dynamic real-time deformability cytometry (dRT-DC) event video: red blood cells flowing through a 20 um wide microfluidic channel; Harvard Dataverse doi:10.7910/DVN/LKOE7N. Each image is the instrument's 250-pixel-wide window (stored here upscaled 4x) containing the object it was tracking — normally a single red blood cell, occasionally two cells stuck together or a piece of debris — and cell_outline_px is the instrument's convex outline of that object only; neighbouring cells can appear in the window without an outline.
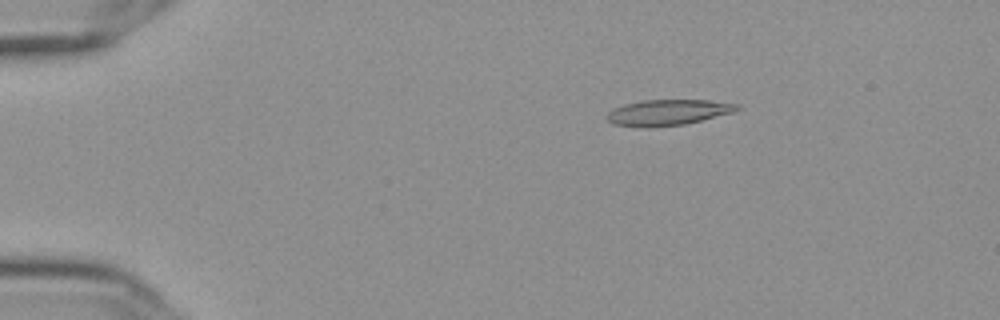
{"species": "Egyptian fruit bat (a non-hibernating species)", "species_latin": "Rousettus aegyptiacus", "temperature_condition": "cold", "stored_images_in_passage": 56, "camera_frame_rate_fps": 3000, "um_per_image_px": 0.085, "frame": {"image": 1, "passage_image": 10, "time_ms": 3.0, "image_size_px": [1000, 320], "cell_outline_px": [[740, 108], [732, 112], [684, 124], [640, 128], [612, 124], [604, 116], [608, 112], [624, 104], [644, 100], [708, 100], [736, 104]], "centroid_in_image_um": [56.69, 9.56], "position_along_channel_um": 28.3, "area_um2": 19.31}}
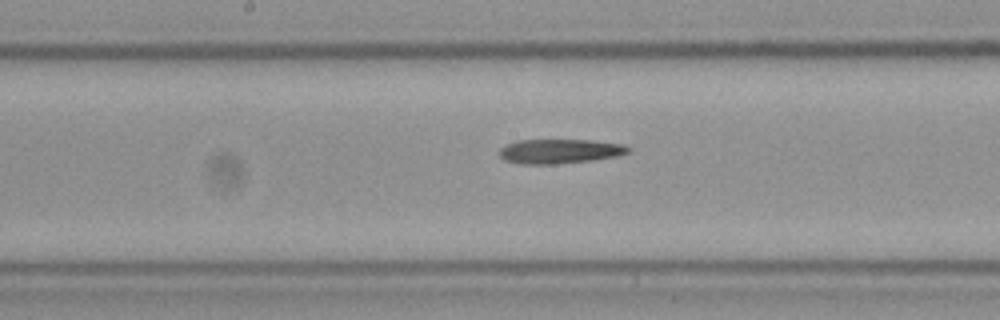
{"frame": {"image": 2, "passage_image": 30, "time_ms": 9.667, "image_size_px": [1000, 320], "cell_outline_px": [[632, 148], [628, 152], [616, 156], [592, 160], [556, 164], [516, 164], [504, 160], [500, 156], [500, 148], [516, 140], [588, 140], [620, 144]], "centroid_in_image_um": [47.53, 12.86], "position_along_channel_um": 200.7, "area_um2": 18.26}}
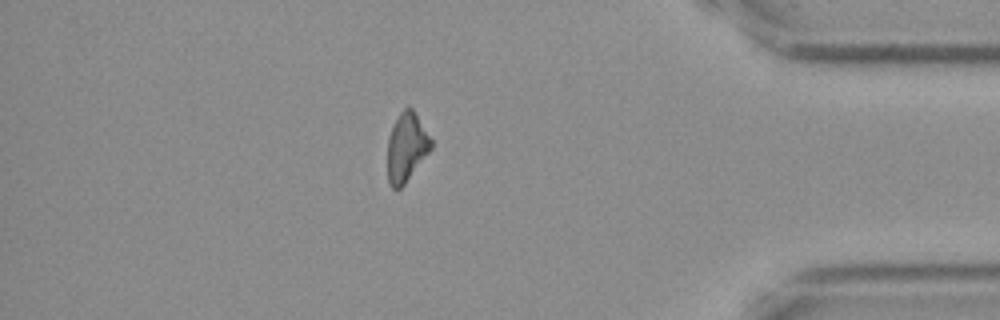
{"frame": {"image": 3, "passage_image": 49, "time_ms": 16.0, "image_size_px": [1000, 320], "cell_outline_px": [[432, 148], [404, 184], [400, 188], [392, 188], [388, 184], [388, 136], [392, 124], [400, 112], [408, 104], [412, 108], [432, 140]], "centroid_in_image_um": [34.53, 12.49], "position_along_channel_um": 400.7, "area_um2": 17.4}, "authors_computed_cell_mechanics": {"area_um2": 18.7272, "velocity_mm_per_s": 3.6546, "shape_relaxation_time_tau1_ms": null, "shape_relaxation_time_tau2_ms": 5.9777, "deformation_change_tau1": null, "deformation_change_tau2": 0.1889}}